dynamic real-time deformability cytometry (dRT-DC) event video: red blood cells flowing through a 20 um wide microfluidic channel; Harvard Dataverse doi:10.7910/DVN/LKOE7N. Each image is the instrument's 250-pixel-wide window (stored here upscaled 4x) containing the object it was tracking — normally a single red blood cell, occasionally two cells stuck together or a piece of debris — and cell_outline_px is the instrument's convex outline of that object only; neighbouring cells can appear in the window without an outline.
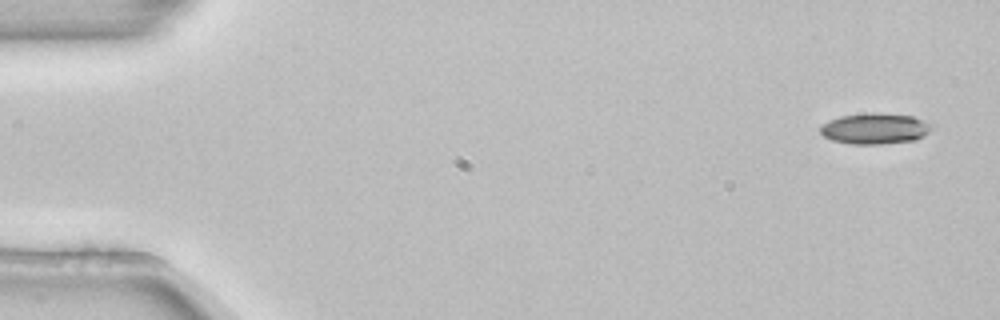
{"species": "common noctule bat (a hibernating species)", "species_latin": "Nyctalus noctula", "temperature_condition": "room temperature", "stored_images_in_passage": 5, "camera_frame_rate_fps": 3000, "um_per_image_px": 0.085, "animal": {"sex": "female", "body_mass_g": 22.7, "forearm_length_mm": 54.2}, "frame": {"image": 1, "passage_image": 1, "time_ms": 0.0, "image_size_px": [1000, 320], "cell_outline_px": [[936, 124], [924, 136], [916, 140], [884, 144], [848, 144], [832, 140], [824, 136], [820, 132], [820, 124], [828, 120], [840, 116], [872, 112], [912, 116]], "centroid_in_image_um": [74.38, 10.93], "position_along_channel_um": 10.6, "area_um2": 20.4}}
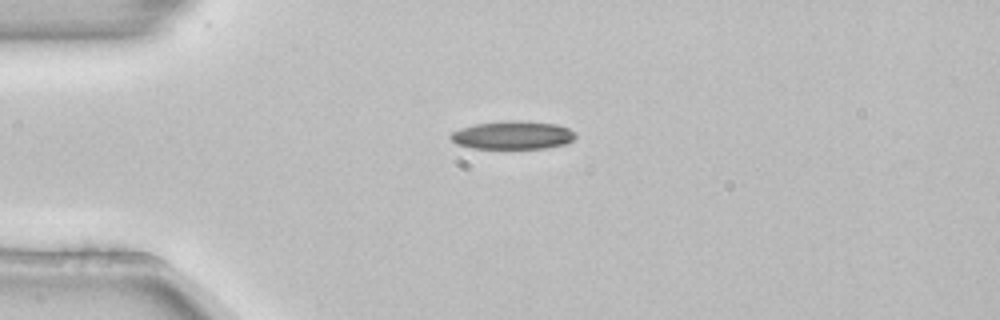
{"frame": {"image": 2, "passage_image": 4, "time_ms": 1.0, "image_size_px": [1000, 320], "cell_outline_px": [[576, 136], [568, 144], [544, 148], [472, 148], [456, 144], [448, 136], [452, 132], [460, 128], [476, 124], [512, 120], [520, 120], [556, 124], [568, 128], [576, 132]], "centroid_in_image_um": [43.6, 11.49], "position_along_channel_um": 41.4, "area_um2": 20.58}}